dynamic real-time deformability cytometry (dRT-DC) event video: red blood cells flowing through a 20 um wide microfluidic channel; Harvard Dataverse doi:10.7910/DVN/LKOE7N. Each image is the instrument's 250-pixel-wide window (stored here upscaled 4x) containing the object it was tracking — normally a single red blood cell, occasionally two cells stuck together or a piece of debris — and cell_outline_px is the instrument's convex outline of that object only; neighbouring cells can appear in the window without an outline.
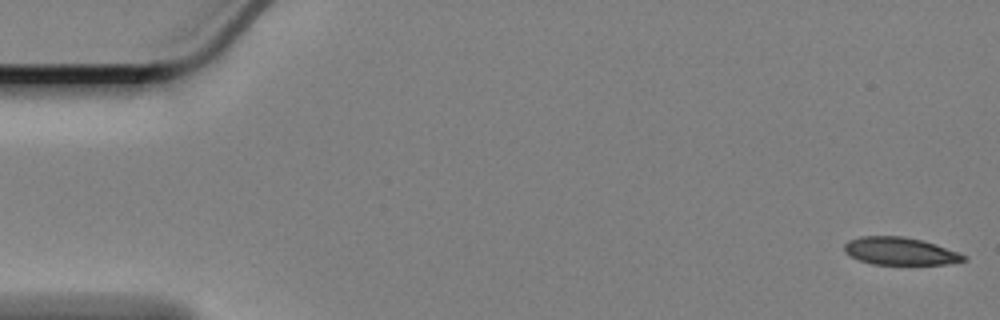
{"species": "Egyptian fruit bat (a non-hibernating species)", "species_latin": "Rousettus aegyptiacus", "temperature_condition": "cold", "stored_images_in_passage": 56, "camera_frame_rate_fps": 3000, "um_per_image_px": 0.085, "animal": {"sex": "female"}, "frame": {"image": 1, "passage_image": 1, "time_ms": 0.0, "image_size_px": [1000, 320], "cell_outline_px": [[968, 260], [948, 264], [872, 264], [860, 260], [844, 252], [844, 244], [848, 240], [860, 236], [900, 236], [920, 240], [968, 256]], "centroid_in_image_um": [76.47, 21.35], "position_along_channel_um": 8.5, "area_um2": 18.9}}
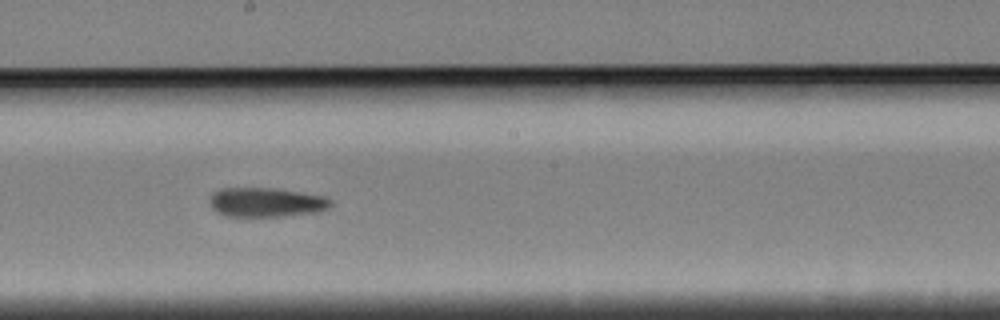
{"frame": {"image": 2, "passage_image": 32, "time_ms": 10.333, "image_size_px": [1000, 320], "cell_outline_px": [[332, 208], [320, 212], [280, 216], [224, 216], [216, 212], [212, 208], [212, 192], [220, 188], [276, 188], [324, 196], [332, 200]], "centroid_in_image_um": [22.68, 17.19], "position_along_channel_um": 225.5, "area_um2": 20.81}}
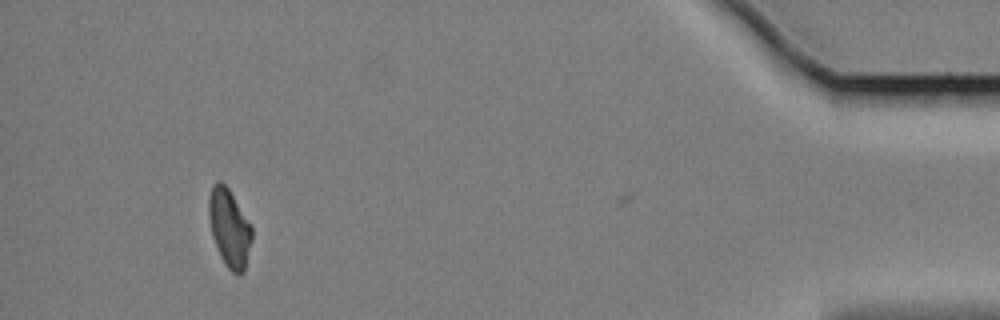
{"frame": {"image": 3, "passage_image": 55, "time_ms": 18.0, "image_size_px": [1000, 320], "cell_outline_px": [[252, 240], [244, 272], [240, 276], [236, 276], [224, 264], [220, 256], [212, 236], [208, 216], [208, 200], [212, 184], [216, 180], [220, 180], [228, 188], [252, 228]], "centroid_in_image_um": [19.48, 19.41], "position_along_channel_um": 415.7, "area_um2": 19.65}, "authors_computed_cell_mechanics": {"area_um2": 20.6346, "velocity_mm_per_s": 3.3441, "shape_relaxation_time_tau1_ms": 6.8185, "shape_relaxation_time_tau2_ms": 5.582, "deformation_change_tau1": 0.1632, "deformation_change_tau2": 0.1492}}